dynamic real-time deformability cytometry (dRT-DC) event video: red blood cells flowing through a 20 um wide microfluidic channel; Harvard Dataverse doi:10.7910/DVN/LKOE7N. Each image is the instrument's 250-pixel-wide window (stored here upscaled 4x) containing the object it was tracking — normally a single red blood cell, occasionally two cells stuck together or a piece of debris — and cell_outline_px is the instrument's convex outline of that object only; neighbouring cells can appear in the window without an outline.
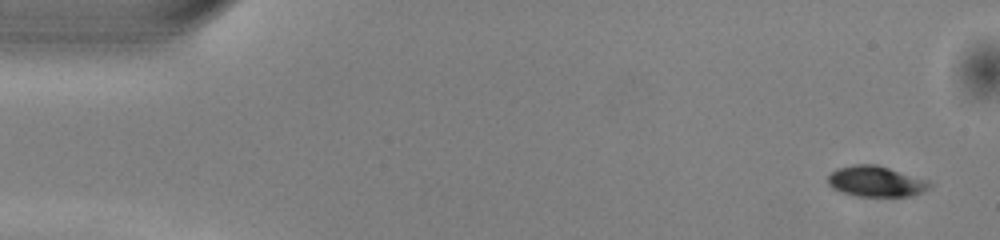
{"species": "common noctule bat (a hibernating species)", "species_latin": "Nyctalus noctula", "temperature_condition": "warm", "stored_images_in_passage": 51, "camera_frame_rate_fps": 3000, "um_per_image_px": 0.085, "animal": {"sex": "male", "body_mass_g": 13.0, "forearm_length_mm": 53.1}, "frame": {"image": 1, "passage_image": 2, "time_ms": 0.333, "image_size_px": [1000, 240], "cell_outline_px": [[932, 184], [924, 192], [912, 196], [856, 196], [832, 188], [828, 184], [828, 176], [836, 168], [856, 164], [876, 164], [928, 180]], "centroid_in_image_um": [74.46, 15.42], "position_along_channel_um": 10.5, "area_um2": 18.15}}
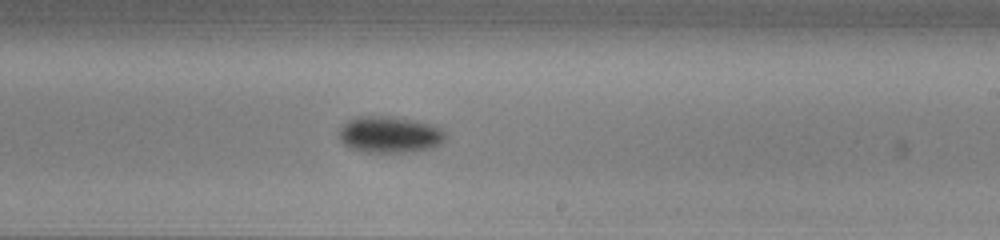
{"frame": {"image": 2, "passage_image": 30, "time_ms": 9.667, "image_size_px": [1000, 240], "cell_outline_px": [[448, 136], [440, 144], [432, 148], [412, 152], [364, 152], [352, 148], [344, 144], [340, 140], [340, 128], [348, 120], [356, 116], [392, 116], [432, 124], [448, 132]], "centroid_in_image_um": [33.17, 11.44], "position_along_channel_um": 255.8, "area_um2": 22.83}}
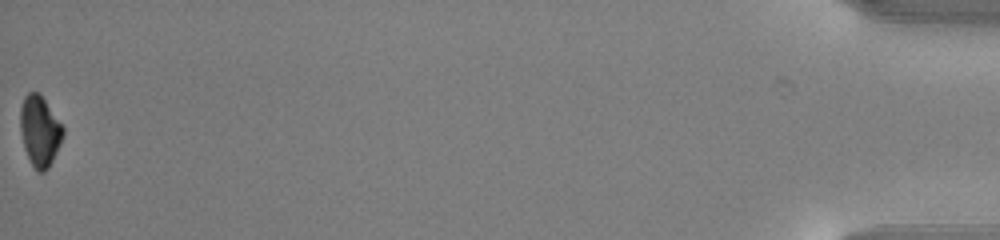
{"frame": {"image": 3, "passage_image": 51, "time_ms": 16.667, "image_size_px": [1000, 240], "cell_outline_px": [[64, 136], [48, 168], [44, 172], [36, 172], [24, 148], [20, 132], [20, 108], [24, 96], [28, 92], [36, 92], [44, 100], [64, 128]], "centroid_in_image_um": [3.36, 11.15], "position_along_channel_um": 431.8, "area_um2": 17.34}, "authors_computed_cell_mechanics": {"area_um2": 20.1722, "velocity_mm_per_s": 4.0163, "shape_relaxation_time_tau1_ms": 1.6926, "shape_relaxation_time_tau2_ms": null, "deformation_change_tau1": 0.1062, "deformation_change_tau2": null}}